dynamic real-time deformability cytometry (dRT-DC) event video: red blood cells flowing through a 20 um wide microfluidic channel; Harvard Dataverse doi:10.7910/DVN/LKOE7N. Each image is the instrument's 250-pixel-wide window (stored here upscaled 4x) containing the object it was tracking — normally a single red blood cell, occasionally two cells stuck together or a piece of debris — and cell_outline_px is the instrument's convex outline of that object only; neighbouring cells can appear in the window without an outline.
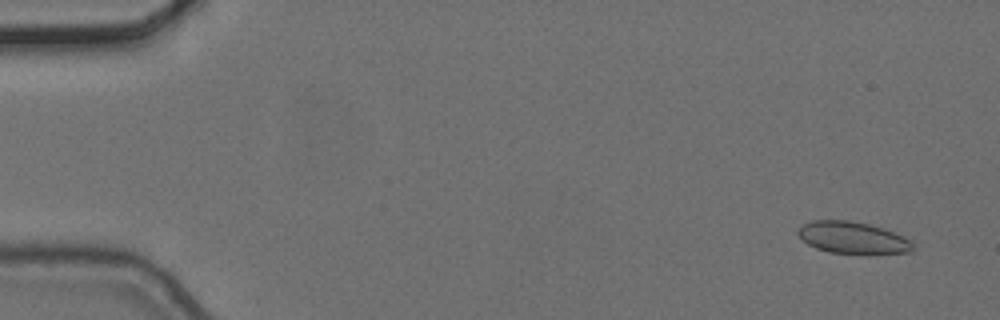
{"species": "common noctule bat (a hibernating species)", "species_latin": "Nyctalus noctula", "temperature_condition": "cold", "stored_images_in_passage": 5, "camera_frame_rate_fps": 3000, "um_per_image_px": 0.085, "animal": {"sex": "female", "body_mass_g": 24.6, "forearm_length_mm": 56.2}, "frame": {"image": 1, "passage_image": 2, "time_ms": 0.333, "image_size_px": [1000, 320], "cell_outline_px": [[916, 248], [912, 252], [828, 252], [816, 248], [808, 244], [796, 232], [804, 224], [812, 220], [848, 220], [868, 224], [884, 228], [904, 236]], "centroid_in_image_um": [72.47, 20.17], "position_along_channel_um": 12.5, "area_um2": 20.75}}